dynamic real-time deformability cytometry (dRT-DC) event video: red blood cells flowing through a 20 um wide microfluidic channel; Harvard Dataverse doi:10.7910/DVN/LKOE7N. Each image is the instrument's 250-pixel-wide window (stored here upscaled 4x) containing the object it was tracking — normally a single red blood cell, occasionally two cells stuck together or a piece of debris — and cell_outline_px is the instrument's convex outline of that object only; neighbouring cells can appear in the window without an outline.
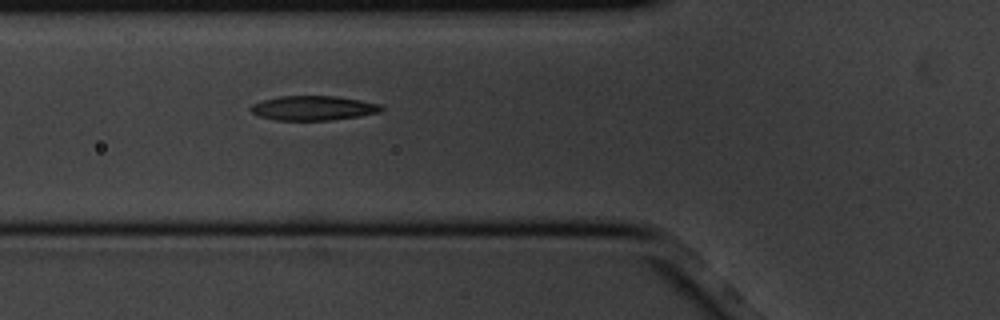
{"species": "common noctule bat (a hibernating species)", "species_latin": "Nyctalus noctula", "temperature_condition": "cold", "stored_images_in_passage": 4, "segment_of_instrument_passage": [1, 2], "camera_frame_rate_fps": 3000, "um_per_image_px": 0.085, "animal": {"sex": "male", "body_mass_g": 20.1, "forearm_length_mm": 53.5}, "frame": {"image": 1, "passage_image": 3, "time_ms": 0.667, "image_size_px": [1000, 320], "cell_outline_px": [[384, 108], [380, 112], [360, 116], [332, 120], [276, 120], [260, 116], [252, 112], [248, 108], [252, 104], [264, 100], [280, 96], [336, 96], [360, 100], [380, 104]], "centroid_in_image_um": [26.64, 9.18], "position_along_channel_um": 99.2, "area_um2": 18.61}}